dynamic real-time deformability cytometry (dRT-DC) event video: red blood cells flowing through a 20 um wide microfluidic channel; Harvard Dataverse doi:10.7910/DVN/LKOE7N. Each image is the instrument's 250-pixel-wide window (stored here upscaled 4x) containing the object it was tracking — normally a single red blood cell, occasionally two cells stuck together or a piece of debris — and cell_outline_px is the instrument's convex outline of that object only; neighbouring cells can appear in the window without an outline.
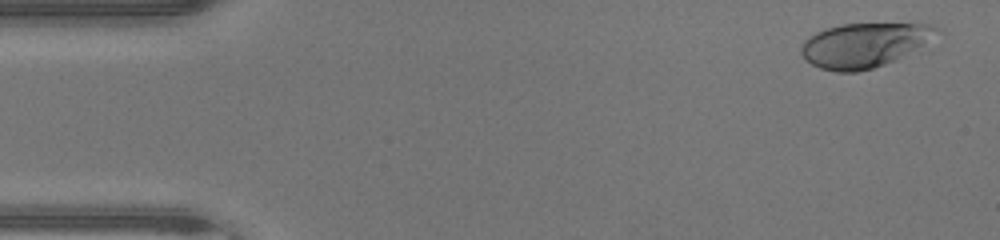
{"species": "human", "species_latin": "Homo sapiens", "temperature_condition": "warm", "stored_images_in_passage": 11, "camera_frame_rate_fps": 3000, "um_per_image_px": 0.085, "donor": {"sex": "male"}, "frame": {"image": 1, "passage_image": 2, "time_ms": 0.333, "image_size_px": [1000, 240], "cell_outline_px": [[936, 28], [920, 44], [896, 60], [872, 68], [856, 72], [836, 72], [820, 68], [804, 60], [800, 52], [800, 48], [804, 40], [808, 36], [816, 32], [840, 24], [916, 20], [932, 24]], "centroid_in_image_um": [73.38, 3.78], "position_along_channel_um": 11.6, "area_um2": 35.32}}